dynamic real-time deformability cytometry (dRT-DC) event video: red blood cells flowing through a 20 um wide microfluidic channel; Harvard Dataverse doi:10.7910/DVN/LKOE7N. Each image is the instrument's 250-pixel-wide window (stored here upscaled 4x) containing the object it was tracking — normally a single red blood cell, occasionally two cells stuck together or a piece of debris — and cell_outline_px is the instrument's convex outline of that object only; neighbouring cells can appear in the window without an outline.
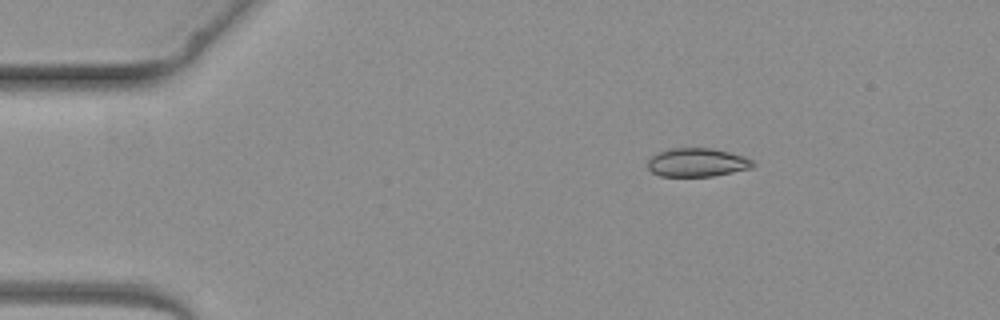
{"species": "common noctule bat (a hibernating species)", "species_latin": "Nyctalus noctula", "temperature_condition": "warm", "stored_images_in_passage": 3, "camera_frame_rate_fps": 3000, "um_per_image_px": 0.085, "animal": {"sex": "female", "body_mass_g": 19.3, "forearm_length_mm": 54.1}, "frame": {"image": 1, "passage_image": 1, "time_ms": 0.0, "image_size_px": [1000, 320], "cell_outline_px": [[756, 164], [752, 168], [712, 176], [660, 176], [652, 172], [648, 168], [648, 160], [652, 156], [660, 152], [672, 148], [712, 148], [744, 156], [752, 160]], "centroid_in_image_um": [59.27, 13.81], "position_along_channel_um": 25.7, "area_um2": 17.4}}
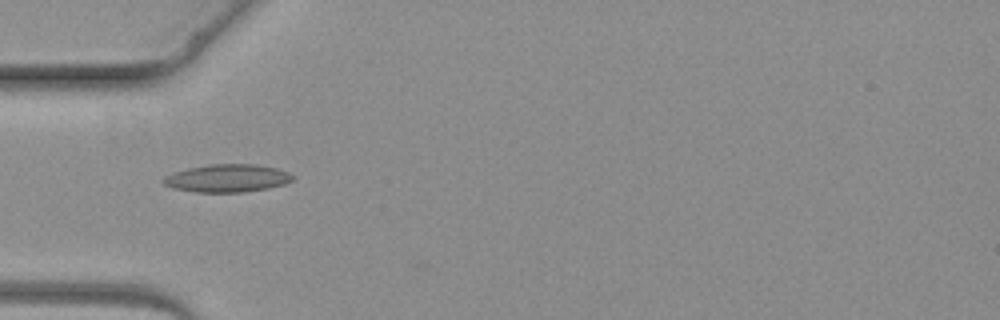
{"frame": {"image": 2, "passage_image": 3, "time_ms": 2.333, "image_size_px": [1000, 320], "cell_outline_px": [[292, 180], [284, 184], [268, 188], [244, 192], [196, 192], [172, 188], [164, 184], [160, 180], [164, 176], [172, 172], [188, 168], [208, 164], [256, 164], [276, 168], [288, 172], [292, 176]], "centroid_in_image_um": [19.26, 15.14], "position_along_channel_um": 65.7, "area_um2": 21.04}}